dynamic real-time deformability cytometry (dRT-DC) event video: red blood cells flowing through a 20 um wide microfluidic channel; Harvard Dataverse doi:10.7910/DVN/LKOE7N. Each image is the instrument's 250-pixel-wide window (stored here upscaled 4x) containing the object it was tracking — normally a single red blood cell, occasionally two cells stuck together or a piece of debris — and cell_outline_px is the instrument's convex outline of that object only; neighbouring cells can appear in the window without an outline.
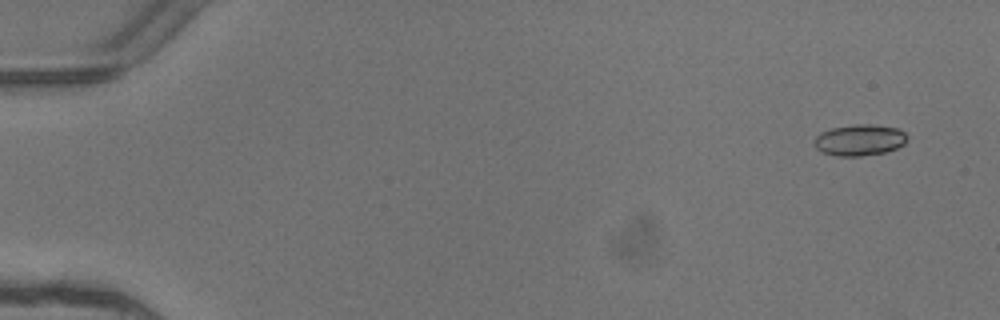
{"species": "common noctule bat (a hibernating species)", "species_latin": "Nyctalus noctula", "temperature_condition": "warm", "stored_images_in_passage": 5, "segment_of_instrument_passage": [1, 2], "camera_frame_rate_fps": 3000, "um_per_image_px": 0.085, "animal": {"sex": "female"}, "frame": {"image": 1, "passage_image": 1, "time_ms": 0.0, "image_size_px": [1000, 320], "cell_outline_px": [[908, 136], [904, 144], [896, 148], [884, 152], [860, 156], [836, 156], [820, 152], [816, 148], [816, 136], [820, 132], [832, 128], [852, 124], [872, 124], [896, 128], [904, 132]], "centroid_in_image_um": [73.05, 11.9], "position_along_channel_um": 11.9, "area_um2": 16.88}}